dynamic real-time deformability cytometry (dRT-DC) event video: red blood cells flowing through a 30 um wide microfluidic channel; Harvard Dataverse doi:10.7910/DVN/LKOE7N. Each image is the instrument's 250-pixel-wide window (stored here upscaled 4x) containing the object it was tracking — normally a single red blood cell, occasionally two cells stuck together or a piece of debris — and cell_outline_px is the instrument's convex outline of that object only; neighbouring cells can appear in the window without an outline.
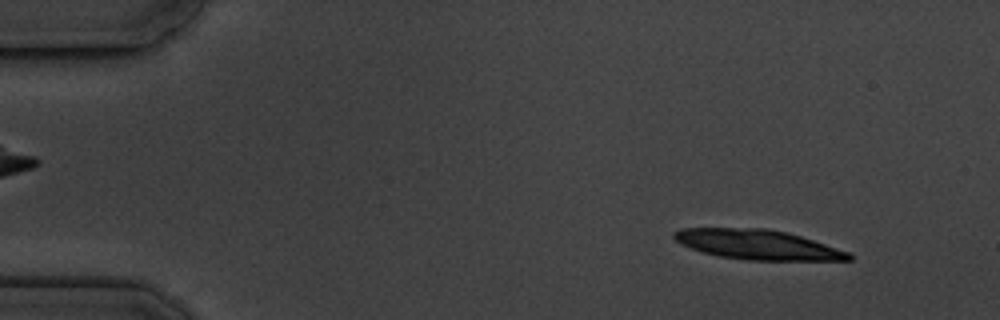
{"species": "common noctule bat (a hibernating species)", "species_latin": "Nyctalus noctula", "temperature_condition": "cold", "stored_images_in_passage": 5, "camera_frame_rate_fps": 3000, "um_per_image_px": 0.085, "animal": {"sex": "male", "body_mass_g": 19.5, "forearm_length_mm": 54.6}, "frame": {"image": 1, "passage_image": 1, "time_ms": 0.0, "image_size_px": [1000, 320], "cell_outline_px": [[852, 260], [748, 260], [720, 256], [704, 252], [680, 244], [672, 236], [672, 232], [680, 228], [764, 228], [788, 232], [852, 252]], "centroid_in_image_um": [64.42, 20.78], "position_along_channel_um": 20.6, "area_um2": 30.35}}